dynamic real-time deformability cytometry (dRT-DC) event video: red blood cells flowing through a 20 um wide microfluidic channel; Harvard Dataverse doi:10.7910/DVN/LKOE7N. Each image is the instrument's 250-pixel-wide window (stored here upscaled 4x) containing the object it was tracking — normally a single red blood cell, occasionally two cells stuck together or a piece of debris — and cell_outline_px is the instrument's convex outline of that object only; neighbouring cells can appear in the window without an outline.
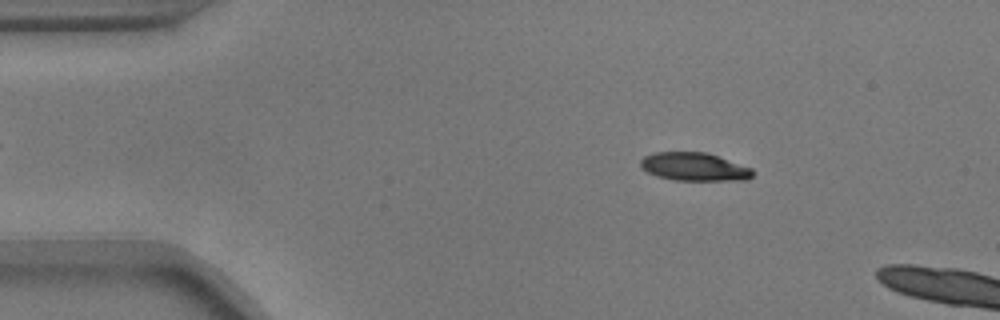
{"species": "common noctule bat (a hibernating species)", "species_latin": "Nyctalus noctula", "temperature_condition": "warm", "stored_images_in_passage": 11, "camera_frame_rate_fps": 3000, "um_per_image_px": 0.085, "animal": {"sex": "male", "body_mass_g": 17.9}, "frame": {"image": 1, "passage_image": 8, "time_ms": 2.333, "image_size_px": [1000, 320], "cell_outline_px": [[752, 176], [748, 180], [676, 180], [656, 176], [640, 168], [640, 160], [644, 156], [656, 152], [708, 152], [752, 168]], "centroid_in_image_um": [59.0, 14.17], "position_along_channel_um": 26.0, "area_um2": 18.5}}